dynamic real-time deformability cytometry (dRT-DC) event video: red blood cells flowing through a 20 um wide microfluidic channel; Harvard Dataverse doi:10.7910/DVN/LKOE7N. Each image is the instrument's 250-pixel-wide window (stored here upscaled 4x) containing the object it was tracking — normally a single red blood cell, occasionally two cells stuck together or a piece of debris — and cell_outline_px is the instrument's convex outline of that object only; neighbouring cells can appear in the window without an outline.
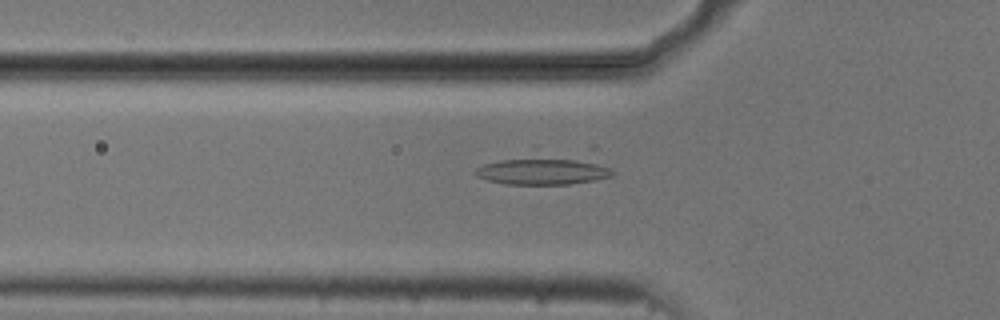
{"species": "common noctule bat (a hibernating species)", "species_latin": "Nyctalus noctula", "temperature_condition": "cold", "stored_images_in_passage": 40, "camera_frame_rate_fps": 3000, "um_per_image_px": 0.085, "animal": {"sex": "male", "body_mass_g": 20.5, "forearm_length_mm": 52.5}, "frame": {"image": 1, "passage_image": 3, "time_ms": 0.667, "image_size_px": [1000, 320], "cell_outline_px": [[616, 172], [612, 176], [596, 180], [568, 184], [504, 184], [488, 180], [476, 176], [472, 172], [476, 168], [484, 164], [532, 144], [588, 160], [612, 168]], "centroid_in_image_um": [46.05, 14.29], "position_along_channel_um": 79.8, "area_um2": 26.24}}
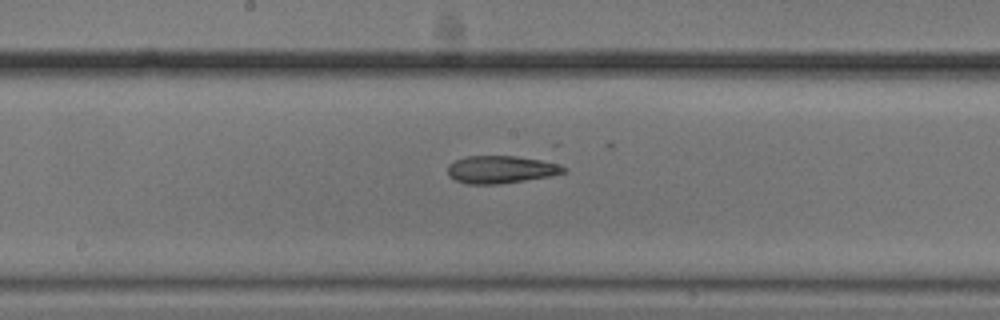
{"frame": {"image": 2, "passage_image": 13, "time_ms": 4.0, "image_size_px": [1000, 320], "cell_outline_px": [[568, 172], [552, 176], [500, 184], [468, 184], [456, 180], [448, 176], [448, 164], [464, 156], [516, 156], [540, 160], [556, 164], [568, 168]], "centroid_in_image_um": [42.58, 14.41], "position_along_channel_um": 205.6, "area_um2": 18.73}}
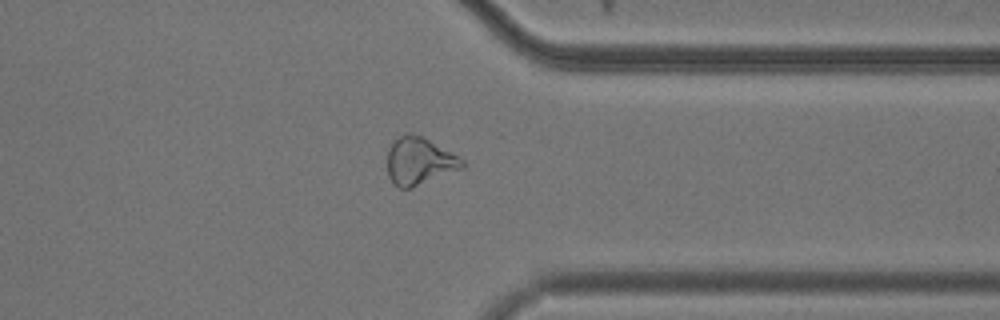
{"frame": {"image": 3, "passage_image": 27, "time_ms": 8.667, "image_size_px": [1000, 320], "cell_outline_px": [[464, 168], [412, 188], [400, 188], [392, 184], [388, 176], [388, 152], [392, 140], [396, 136], [408, 132], [412, 132], [428, 140], [464, 160]], "centroid_in_image_um": [35.6, 13.7], "position_along_channel_um": 375.8, "area_um2": 20.75}}